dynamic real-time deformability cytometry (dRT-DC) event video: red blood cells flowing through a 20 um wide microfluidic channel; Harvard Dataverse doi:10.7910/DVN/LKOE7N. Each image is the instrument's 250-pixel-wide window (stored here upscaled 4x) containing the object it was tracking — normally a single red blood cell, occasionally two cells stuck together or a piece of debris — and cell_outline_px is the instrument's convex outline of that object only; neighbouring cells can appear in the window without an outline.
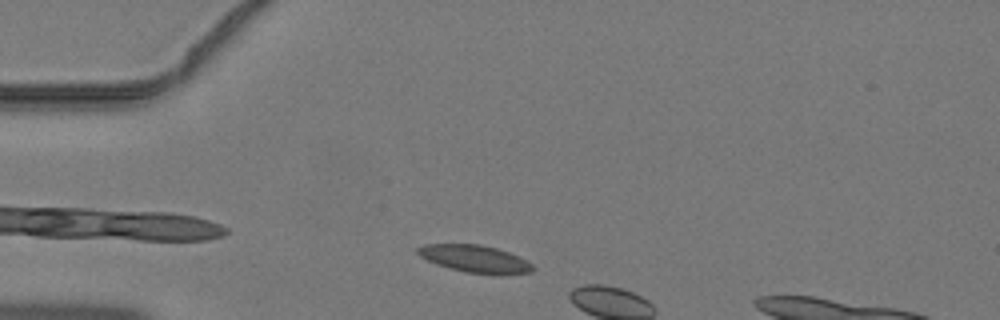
{"species": "common noctule bat (a hibernating species)", "species_latin": "Nyctalus noctula", "temperature_condition": "warm", "stored_images_in_passage": 4, "camera_frame_rate_fps": 3000, "um_per_image_px": 0.085, "animal": {"sex": "male", "body_mass_g": 19.2, "forearm_length_mm": 51.8}, "frame": {"image": 1, "passage_image": 2, "time_ms": 0.333, "image_size_px": [1000, 320], "cell_outline_px": [[536, 268], [532, 272], [504, 276], [500, 276], [464, 272], [436, 264], [420, 256], [416, 252], [416, 248], [424, 244], [480, 244], [496, 248], [508, 252], [532, 264]], "centroid_in_image_um": [40.39, 22.02], "position_along_channel_um": 44.6, "area_um2": 18.61}}